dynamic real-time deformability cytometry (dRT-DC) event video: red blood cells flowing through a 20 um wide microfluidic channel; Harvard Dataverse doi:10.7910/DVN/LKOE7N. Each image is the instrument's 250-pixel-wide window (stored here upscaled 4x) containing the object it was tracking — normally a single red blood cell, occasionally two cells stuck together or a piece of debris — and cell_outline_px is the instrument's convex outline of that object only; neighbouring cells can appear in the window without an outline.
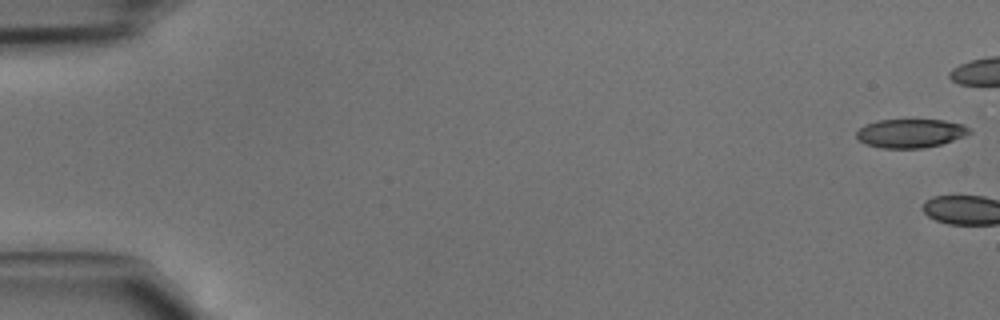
{"species": "common noctule bat (a hibernating species)", "species_latin": "Nyctalus noctula", "temperature_condition": "cold", "stored_images_in_passage": 3, "camera_frame_rate_fps": 3000, "um_per_image_px": 0.085, "animal": {"sex": "male", "body_mass_g": 15.6}, "frame": {"image": 1, "passage_image": 1, "time_ms": 0.0, "image_size_px": [1000, 320], "cell_outline_px": [[972, 132], [964, 136], [940, 144], [920, 148], [880, 148], [868, 144], [860, 140], [856, 136], [856, 132], [864, 124], [880, 120], [944, 120], [964, 124]], "centroid_in_image_um": [77.39, 11.32], "position_along_channel_um": 7.6, "area_um2": 18.73}}